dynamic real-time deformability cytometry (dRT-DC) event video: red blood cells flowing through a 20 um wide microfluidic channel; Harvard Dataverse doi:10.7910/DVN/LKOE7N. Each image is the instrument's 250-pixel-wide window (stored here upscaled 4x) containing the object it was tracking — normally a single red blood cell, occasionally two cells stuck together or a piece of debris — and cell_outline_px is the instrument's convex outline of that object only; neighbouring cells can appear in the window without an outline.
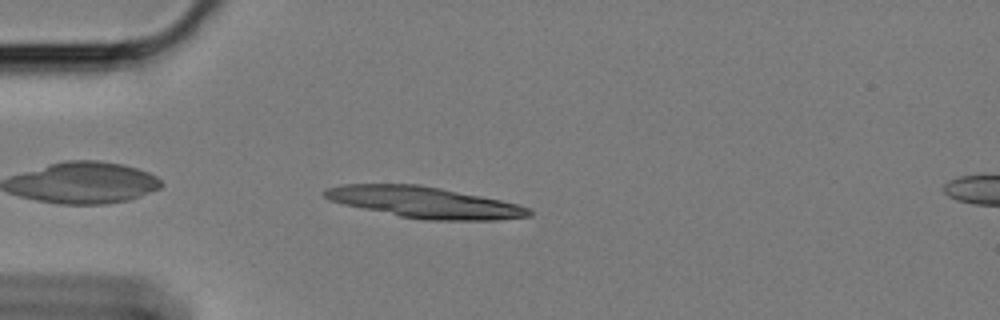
{"species": "Egyptian fruit bat (a non-hibernating species)", "species_latin": "Rousettus aegyptiacus", "temperature_condition": "cold", "stored_images_in_passage": 6, "camera_frame_rate_fps": 3000, "um_per_image_px": 0.085, "animal": {"sex": "female"}, "frame": {"image": 1, "passage_image": 3, "time_ms": 0.667, "image_size_px": [1000, 320], "cell_outline_px": [[532, 216], [500, 220], [424, 220], [400, 216], [344, 204], [328, 200], [324, 196], [324, 192], [328, 188], [344, 184], [420, 184], [500, 200], [516, 204], [528, 208], [532, 212]], "centroid_in_image_um": [36.09, 17.2], "position_along_channel_um": 48.9, "area_um2": 36.76}}